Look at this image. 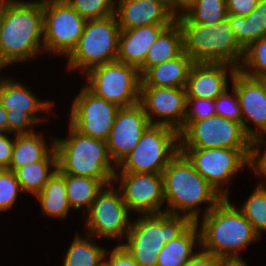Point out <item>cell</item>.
Returning a JSON list of instances; mask_svg holds the SVG:
<instances>
[{
	"label": "cell",
	"instance_id": "42",
	"mask_svg": "<svg viewBox=\"0 0 266 266\" xmlns=\"http://www.w3.org/2000/svg\"><path fill=\"white\" fill-rule=\"evenodd\" d=\"M259 0H226L227 14L247 16L253 11Z\"/></svg>",
	"mask_w": 266,
	"mask_h": 266
},
{
	"label": "cell",
	"instance_id": "25",
	"mask_svg": "<svg viewBox=\"0 0 266 266\" xmlns=\"http://www.w3.org/2000/svg\"><path fill=\"white\" fill-rule=\"evenodd\" d=\"M52 167L53 170L50 171ZM57 170L58 156L55 145H53L52 151L42 161L27 164L13 172L22 191L36 196Z\"/></svg>",
	"mask_w": 266,
	"mask_h": 266
},
{
	"label": "cell",
	"instance_id": "5",
	"mask_svg": "<svg viewBox=\"0 0 266 266\" xmlns=\"http://www.w3.org/2000/svg\"><path fill=\"white\" fill-rule=\"evenodd\" d=\"M131 223L127 243L121 244L138 266H156L163 246L179 237L193 221L187 216L147 214Z\"/></svg>",
	"mask_w": 266,
	"mask_h": 266
},
{
	"label": "cell",
	"instance_id": "45",
	"mask_svg": "<svg viewBox=\"0 0 266 266\" xmlns=\"http://www.w3.org/2000/svg\"><path fill=\"white\" fill-rule=\"evenodd\" d=\"M195 0H168L169 10L171 13L177 17V15L183 14L193 3ZM177 8L182 10L179 14H177Z\"/></svg>",
	"mask_w": 266,
	"mask_h": 266
},
{
	"label": "cell",
	"instance_id": "35",
	"mask_svg": "<svg viewBox=\"0 0 266 266\" xmlns=\"http://www.w3.org/2000/svg\"><path fill=\"white\" fill-rule=\"evenodd\" d=\"M84 19L94 20L115 14V0H66Z\"/></svg>",
	"mask_w": 266,
	"mask_h": 266
},
{
	"label": "cell",
	"instance_id": "13",
	"mask_svg": "<svg viewBox=\"0 0 266 266\" xmlns=\"http://www.w3.org/2000/svg\"><path fill=\"white\" fill-rule=\"evenodd\" d=\"M111 185V186H110ZM86 218L88 237H109L121 239L128 234L131 223L128 207L118 189L109 184L92 202Z\"/></svg>",
	"mask_w": 266,
	"mask_h": 266
},
{
	"label": "cell",
	"instance_id": "36",
	"mask_svg": "<svg viewBox=\"0 0 266 266\" xmlns=\"http://www.w3.org/2000/svg\"><path fill=\"white\" fill-rule=\"evenodd\" d=\"M21 190L13 171L0 169V211L10 209Z\"/></svg>",
	"mask_w": 266,
	"mask_h": 266
},
{
	"label": "cell",
	"instance_id": "8",
	"mask_svg": "<svg viewBox=\"0 0 266 266\" xmlns=\"http://www.w3.org/2000/svg\"><path fill=\"white\" fill-rule=\"evenodd\" d=\"M179 133L170 127L153 125L143 132L138 144L118 165L120 172L162 173L179 152Z\"/></svg>",
	"mask_w": 266,
	"mask_h": 266
},
{
	"label": "cell",
	"instance_id": "24",
	"mask_svg": "<svg viewBox=\"0 0 266 266\" xmlns=\"http://www.w3.org/2000/svg\"><path fill=\"white\" fill-rule=\"evenodd\" d=\"M238 43L246 49L251 43L266 37V0H259L247 16L227 14Z\"/></svg>",
	"mask_w": 266,
	"mask_h": 266
},
{
	"label": "cell",
	"instance_id": "22",
	"mask_svg": "<svg viewBox=\"0 0 266 266\" xmlns=\"http://www.w3.org/2000/svg\"><path fill=\"white\" fill-rule=\"evenodd\" d=\"M193 63L183 51L176 58L149 67L141 75V86L185 88Z\"/></svg>",
	"mask_w": 266,
	"mask_h": 266
},
{
	"label": "cell",
	"instance_id": "6",
	"mask_svg": "<svg viewBox=\"0 0 266 266\" xmlns=\"http://www.w3.org/2000/svg\"><path fill=\"white\" fill-rule=\"evenodd\" d=\"M68 139H52L58 156V170L62 174L114 180L106 141L82 135L70 125Z\"/></svg>",
	"mask_w": 266,
	"mask_h": 266
},
{
	"label": "cell",
	"instance_id": "48",
	"mask_svg": "<svg viewBox=\"0 0 266 266\" xmlns=\"http://www.w3.org/2000/svg\"><path fill=\"white\" fill-rule=\"evenodd\" d=\"M7 65H9L3 58L1 51H0V68L2 67H6Z\"/></svg>",
	"mask_w": 266,
	"mask_h": 266
},
{
	"label": "cell",
	"instance_id": "15",
	"mask_svg": "<svg viewBox=\"0 0 266 266\" xmlns=\"http://www.w3.org/2000/svg\"><path fill=\"white\" fill-rule=\"evenodd\" d=\"M139 103L150 124L167 126L179 134L184 130L187 110L185 88L141 86ZM153 115L161 120H153Z\"/></svg>",
	"mask_w": 266,
	"mask_h": 266
},
{
	"label": "cell",
	"instance_id": "10",
	"mask_svg": "<svg viewBox=\"0 0 266 266\" xmlns=\"http://www.w3.org/2000/svg\"><path fill=\"white\" fill-rule=\"evenodd\" d=\"M179 148L251 149L242 124L218 115L191 122L179 134Z\"/></svg>",
	"mask_w": 266,
	"mask_h": 266
},
{
	"label": "cell",
	"instance_id": "41",
	"mask_svg": "<svg viewBox=\"0 0 266 266\" xmlns=\"http://www.w3.org/2000/svg\"><path fill=\"white\" fill-rule=\"evenodd\" d=\"M105 266H138L128 251L120 244L111 251L110 259L104 260Z\"/></svg>",
	"mask_w": 266,
	"mask_h": 266
},
{
	"label": "cell",
	"instance_id": "29",
	"mask_svg": "<svg viewBox=\"0 0 266 266\" xmlns=\"http://www.w3.org/2000/svg\"><path fill=\"white\" fill-rule=\"evenodd\" d=\"M45 215L63 218L71 208L66 194L65 174L57 170L36 195Z\"/></svg>",
	"mask_w": 266,
	"mask_h": 266
},
{
	"label": "cell",
	"instance_id": "14",
	"mask_svg": "<svg viewBox=\"0 0 266 266\" xmlns=\"http://www.w3.org/2000/svg\"><path fill=\"white\" fill-rule=\"evenodd\" d=\"M118 109L84 86L73 101L69 122L82 135L107 141Z\"/></svg>",
	"mask_w": 266,
	"mask_h": 266
},
{
	"label": "cell",
	"instance_id": "12",
	"mask_svg": "<svg viewBox=\"0 0 266 266\" xmlns=\"http://www.w3.org/2000/svg\"><path fill=\"white\" fill-rule=\"evenodd\" d=\"M43 2L44 51L68 56L80 39L87 22L66 0Z\"/></svg>",
	"mask_w": 266,
	"mask_h": 266
},
{
	"label": "cell",
	"instance_id": "47",
	"mask_svg": "<svg viewBox=\"0 0 266 266\" xmlns=\"http://www.w3.org/2000/svg\"><path fill=\"white\" fill-rule=\"evenodd\" d=\"M222 266H247L243 259L224 260Z\"/></svg>",
	"mask_w": 266,
	"mask_h": 266
},
{
	"label": "cell",
	"instance_id": "39",
	"mask_svg": "<svg viewBox=\"0 0 266 266\" xmlns=\"http://www.w3.org/2000/svg\"><path fill=\"white\" fill-rule=\"evenodd\" d=\"M260 145H266V140L258 134L256 137L251 139L249 167L256 172V175L260 174L262 177L264 175L266 178V148L264 149V152L260 154Z\"/></svg>",
	"mask_w": 266,
	"mask_h": 266
},
{
	"label": "cell",
	"instance_id": "23",
	"mask_svg": "<svg viewBox=\"0 0 266 266\" xmlns=\"http://www.w3.org/2000/svg\"><path fill=\"white\" fill-rule=\"evenodd\" d=\"M0 103L7 113H28L36 122H41L38 111H50L53 102H40L29 89L18 81L0 78ZM35 113V114H34Z\"/></svg>",
	"mask_w": 266,
	"mask_h": 266
},
{
	"label": "cell",
	"instance_id": "34",
	"mask_svg": "<svg viewBox=\"0 0 266 266\" xmlns=\"http://www.w3.org/2000/svg\"><path fill=\"white\" fill-rule=\"evenodd\" d=\"M247 67L250 68L249 71ZM238 70L251 78L266 79V37L254 41L244 50Z\"/></svg>",
	"mask_w": 266,
	"mask_h": 266
},
{
	"label": "cell",
	"instance_id": "9",
	"mask_svg": "<svg viewBox=\"0 0 266 266\" xmlns=\"http://www.w3.org/2000/svg\"><path fill=\"white\" fill-rule=\"evenodd\" d=\"M86 87L96 96L121 107L139 103L141 73L139 68L119 61L105 63L90 69Z\"/></svg>",
	"mask_w": 266,
	"mask_h": 266
},
{
	"label": "cell",
	"instance_id": "7",
	"mask_svg": "<svg viewBox=\"0 0 266 266\" xmlns=\"http://www.w3.org/2000/svg\"><path fill=\"white\" fill-rule=\"evenodd\" d=\"M120 26L115 14L87 20L77 45L67 56L68 68L86 73L99 65L117 60Z\"/></svg>",
	"mask_w": 266,
	"mask_h": 266
},
{
	"label": "cell",
	"instance_id": "11",
	"mask_svg": "<svg viewBox=\"0 0 266 266\" xmlns=\"http://www.w3.org/2000/svg\"><path fill=\"white\" fill-rule=\"evenodd\" d=\"M196 171L224 198L228 190L221 185L235 176L243 166H249L251 149L179 148Z\"/></svg>",
	"mask_w": 266,
	"mask_h": 266
},
{
	"label": "cell",
	"instance_id": "31",
	"mask_svg": "<svg viewBox=\"0 0 266 266\" xmlns=\"http://www.w3.org/2000/svg\"><path fill=\"white\" fill-rule=\"evenodd\" d=\"M107 251L76 234L66 253L64 266H102Z\"/></svg>",
	"mask_w": 266,
	"mask_h": 266
},
{
	"label": "cell",
	"instance_id": "4",
	"mask_svg": "<svg viewBox=\"0 0 266 266\" xmlns=\"http://www.w3.org/2000/svg\"><path fill=\"white\" fill-rule=\"evenodd\" d=\"M176 22L183 34V51L194 63H225L240 67L245 49L238 43L227 18L214 24H200L180 14Z\"/></svg>",
	"mask_w": 266,
	"mask_h": 266
},
{
	"label": "cell",
	"instance_id": "27",
	"mask_svg": "<svg viewBox=\"0 0 266 266\" xmlns=\"http://www.w3.org/2000/svg\"><path fill=\"white\" fill-rule=\"evenodd\" d=\"M183 52V34L175 21L166 27L153 42L145 57V71L152 66L176 58Z\"/></svg>",
	"mask_w": 266,
	"mask_h": 266
},
{
	"label": "cell",
	"instance_id": "21",
	"mask_svg": "<svg viewBox=\"0 0 266 266\" xmlns=\"http://www.w3.org/2000/svg\"><path fill=\"white\" fill-rule=\"evenodd\" d=\"M170 25H146L120 29L117 61L134 65L141 75L145 72V57L159 34Z\"/></svg>",
	"mask_w": 266,
	"mask_h": 266
},
{
	"label": "cell",
	"instance_id": "18",
	"mask_svg": "<svg viewBox=\"0 0 266 266\" xmlns=\"http://www.w3.org/2000/svg\"><path fill=\"white\" fill-rule=\"evenodd\" d=\"M231 80L239 98L245 132L251 139L258 135L247 125L252 121L260 132L266 133V79L251 78L237 70Z\"/></svg>",
	"mask_w": 266,
	"mask_h": 266
},
{
	"label": "cell",
	"instance_id": "32",
	"mask_svg": "<svg viewBox=\"0 0 266 266\" xmlns=\"http://www.w3.org/2000/svg\"><path fill=\"white\" fill-rule=\"evenodd\" d=\"M182 15L200 24L218 23L227 18L226 0H195Z\"/></svg>",
	"mask_w": 266,
	"mask_h": 266
},
{
	"label": "cell",
	"instance_id": "28",
	"mask_svg": "<svg viewBox=\"0 0 266 266\" xmlns=\"http://www.w3.org/2000/svg\"><path fill=\"white\" fill-rule=\"evenodd\" d=\"M13 140L12 156L7 169L10 171L30 163L42 161L52 151L47 148L43 138L35 132L16 135Z\"/></svg>",
	"mask_w": 266,
	"mask_h": 266
},
{
	"label": "cell",
	"instance_id": "30",
	"mask_svg": "<svg viewBox=\"0 0 266 266\" xmlns=\"http://www.w3.org/2000/svg\"><path fill=\"white\" fill-rule=\"evenodd\" d=\"M113 181L114 180H97L89 177H78L65 174L66 194L70 206L75 209L86 206L89 210L97 194Z\"/></svg>",
	"mask_w": 266,
	"mask_h": 266
},
{
	"label": "cell",
	"instance_id": "2",
	"mask_svg": "<svg viewBox=\"0 0 266 266\" xmlns=\"http://www.w3.org/2000/svg\"><path fill=\"white\" fill-rule=\"evenodd\" d=\"M161 174L164 199L168 203L165 213L181 215L179 212H183L182 215L185 213L193 222L199 223L198 205L202 202L209 204L204 211L205 215L224 198L180 151L169 161Z\"/></svg>",
	"mask_w": 266,
	"mask_h": 266
},
{
	"label": "cell",
	"instance_id": "33",
	"mask_svg": "<svg viewBox=\"0 0 266 266\" xmlns=\"http://www.w3.org/2000/svg\"><path fill=\"white\" fill-rule=\"evenodd\" d=\"M239 210L259 236L262 230L266 231V186L264 183L257 185Z\"/></svg>",
	"mask_w": 266,
	"mask_h": 266
},
{
	"label": "cell",
	"instance_id": "19",
	"mask_svg": "<svg viewBox=\"0 0 266 266\" xmlns=\"http://www.w3.org/2000/svg\"><path fill=\"white\" fill-rule=\"evenodd\" d=\"M115 15L120 29L146 25H171L176 17L169 10L168 2L150 0H118Z\"/></svg>",
	"mask_w": 266,
	"mask_h": 266
},
{
	"label": "cell",
	"instance_id": "26",
	"mask_svg": "<svg viewBox=\"0 0 266 266\" xmlns=\"http://www.w3.org/2000/svg\"><path fill=\"white\" fill-rule=\"evenodd\" d=\"M198 226L193 222L179 237L166 243L157 256L156 266H185L196 254L193 251L195 241L200 245Z\"/></svg>",
	"mask_w": 266,
	"mask_h": 266
},
{
	"label": "cell",
	"instance_id": "40",
	"mask_svg": "<svg viewBox=\"0 0 266 266\" xmlns=\"http://www.w3.org/2000/svg\"><path fill=\"white\" fill-rule=\"evenodd\" d=\"M8 133L15 132V135L30 134L33 131L29 126L37 123L28 113H7Z\"/></svg>",
	"mask_w": 266,
	"mask_h": 266
},
{
	"label": "cell",
	"instance_id": "37",
	"mask_svg": "<svg viewBox=\"0 0 266 266\" xmlns=\"http://www.w3.org/2000/svg\"><path fill=\"white\" fill-rule=\"evenodd\" d=\"M229 94L226 89L214 99L216 115L242 124L240 102L236 90Z\"/></svg>",
	"mask_w": 266,
	"mask_h": 266
},
{
	"label": "cell",
	"instance_id": "16",
	"mask_svg": "<svg viewBox=\"0 0 266 266\" xmlns=\"http://www.w3.org/2000/svg\"><path fill=\"white\" fill-rule=\"evenodd\" d=\"M120 175L116 172L114 181L121 178L119 190L129 211L135 210L142 215L165 213L160 210L165 201L161 173L121 172Z\"/></svg>",
	"mask_w": 266,
	"mask_h": 266
},
{
	"label": "cell",
	"instance_id": "1",
	"mask_svg": "<svg viewBox=\"0 0 266 266\" xmlns=\"http://www.w3.org/2000/svg\"><path fill=\"white\" fill-rule=\"evenodd\" d=\"M41 48L44 49L42 0H3L0 6V51L4 60L8 64L25 61Z\"/></svg>",
	"mask_w": 266,
	"mask_h": 266
},
{
	"label": "cell",
	"instance_id": "3",
	"mask_svg": "<svg viewBox=\"0 0 266 266\" xmlns=\"http://www.w3.org/2000/svg\"><path fill=\"white\" fill-rule=\"evenodd\" d=\"M202 217L199 230L202 250L225 260L242 259L239 249L259 238L243 213L230 204L229 197Z\"/></svg>",
	"mask_w": 266,
	"mask_h": 266
},
{
	"label": "cell",
	"instance_id": "20",
	"mask_svg": "<svg viewBox=\"0 0 266 266\" xmlns=\"http://www.w3.org/2000/svg\"><path fill=\"white\" fill-rule=\"evenodd\" d=\"M231 78L238 70L225 63H193L186 83L187 97L214 100L227 88V71Z\"/></svg>",
	"mask_w": 266,
	"mask_h": 266
},
{
	"label": "cell",
	"instance_id": "49",
	"mask_svg": "<svg viewBox=\"0 0 266 266\" xmlns=\"http://www.w3.org/2000/svg\"><path fill=\"white\" fill-rule=\"evenodd\" d=\"M150 1H154V2H168V0H150Z\"/></svg>",
	"mask_w": 266,
	"mask_h": 266
},
{
	"label": "cell",
	"instance_id": "17",
	"mask_svg": "<svg viewBox=\"0 0 266 266\" xmlns=\"http://www.w3.org/2000/svg\"><path fill=\"white\" fill-rule=\"evenodd\" d=\"M150 122L140 103L118 109L106 141L114 166H118L138 144Z\"/></svg>",
	"mask_w": 266,
	"mask_h": 266
},
{
	"label": "cell",
	"instance_id": "38",
	"mask_svg": "<svg viewBox=\"0 0 266 266\" xmlns=\"http://www.w3.org/2000/svg\"><path fill=\"white\" fill-rule=\"evenodd\" d=\"M190 104L194 106L189 110ZM216 115L214 100L187 97V110L184 120V129L193 121L207 119Z\"/></svg>",
	"mask_w": 266,
	"mask_h": 266
},
{
	"label": "cell",
	"instance_id": "44",
	"mask_svg": "<svg viewBox=\"0 0 266 266\" xmlns=\"http://www.w3.org/2000/svg\"><path fill=\"white\" fill-rule=\"evenodd\" d=\"M13 144L14 141H11L5 133H0V169L9 168Z\"/></svg>",
	"mask_w": 266,
	"mask_h": 266
},
{
	"label": "cell",
	"instance_id": "43",
	"mask_svg": "<svg viewBox=\"0 0 266 266\" xmlns=\"http://www.w3.org/2000/svg\"><path fill=\"white\" fill-rule=\"evenodd\" d=\"M224 260L201 250L198 253L196 252L185 266H222Z\"/></svg>",
	"mask_w": 266,
	"mask_h": 266
},
{
	"label": "cell",
	"instance_id": "46",
	"mask_svg": "<svg viewBox=\"0 0 266 266\" xmlns=\"http://www.w3.org/2000/svg\"><path fill=\"white\" fill-rule=\"evenodd\" d=\"M8 132V121H7V112L4 107H2L0 103V133Z\"/></svg>",
	"mask_w": 266,
	"mask_h": 266
}]
</instances>
